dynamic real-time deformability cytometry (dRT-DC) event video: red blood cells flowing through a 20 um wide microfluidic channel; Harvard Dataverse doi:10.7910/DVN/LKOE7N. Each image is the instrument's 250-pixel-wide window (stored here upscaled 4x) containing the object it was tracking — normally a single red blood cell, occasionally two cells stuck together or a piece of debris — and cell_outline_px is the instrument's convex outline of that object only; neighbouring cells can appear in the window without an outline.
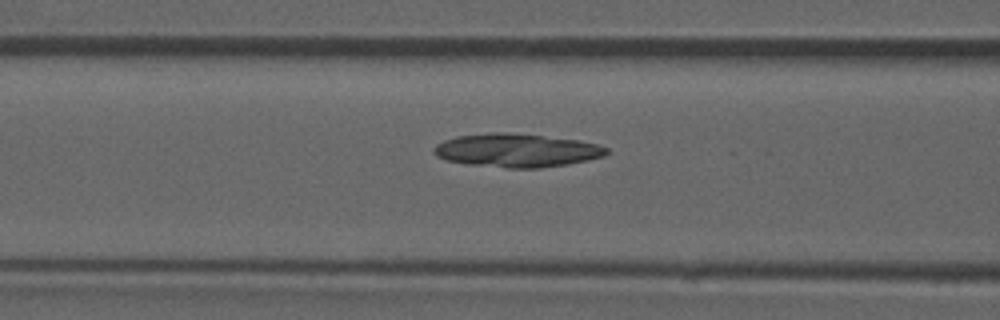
{"species": "common noctule bat (a hibernating species)", "species_latin": "Nyctalus noctula", "temperature_condition": "room temperature", "stored_images_in_passage": 17, "camera_frame_rate_fps": 3000, "um_per_image_px": 0.085, "animal": {"sex": "male", "forearm_length_mm": 52.5}, "frame": {"image": 1, "passage_image": 15, "time_ms": 4.667, "image_size_px": [1000, 320], "cell_outline_px": [[608, 152], [604, 156], [588, 160], [568, 164], [540, 168], [508, 168], [468, 164], [448, 160], [436, 156], [432, 152], [432, 148], [436, 144], [444, 140], [456, 136], [492, 132], [508, 132], [580, 140], [600, 144], [608, 148]], "centroid_in_image_um": [43.92, 12.78], "position_along_channel_um": 122.7, "area_um2": 33.87}}